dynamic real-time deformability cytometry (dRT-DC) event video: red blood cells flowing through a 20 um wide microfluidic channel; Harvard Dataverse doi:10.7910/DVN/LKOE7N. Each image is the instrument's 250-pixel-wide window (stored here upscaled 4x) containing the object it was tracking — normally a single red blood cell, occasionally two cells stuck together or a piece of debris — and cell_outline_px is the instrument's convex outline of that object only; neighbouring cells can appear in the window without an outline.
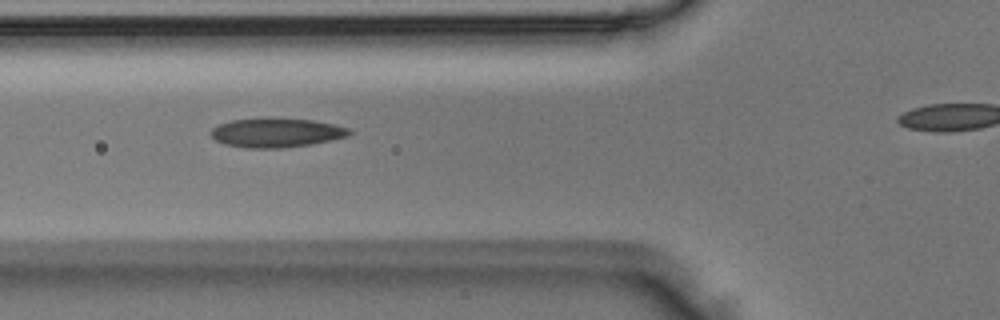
{"species": "Egyptian fruit bat (a non-hibernating species)", "species_latin": "Rousettus aegyptiacus", "temperature_condition": "room temperature", "stored_images_in_passage": 9, "segment_of_instrument_passage": [1, 2], "camera_frame_rate_fps": 3000, "um_per_image_px": 0.085, "animal": {"sex": "male"}, "frame": {"image": 1, "passage_image": 6, "time_ms": 1.667, "image_size_px": [1000, 320], "cell_outline_px": [[352, 132], [348, 136], [332, 140], [312, 144], [280, 148], [244, 148], [224, 144], [216, 140], [208, 132], [212, 128], [220, 124], [232, 120], [268, 116], [312, 120], [332, 124], [348, 128]], "centroid_in_image_um": [23.46, 11.26], "position_along_channel_um": 102.3, "area_um2": 23.99}}
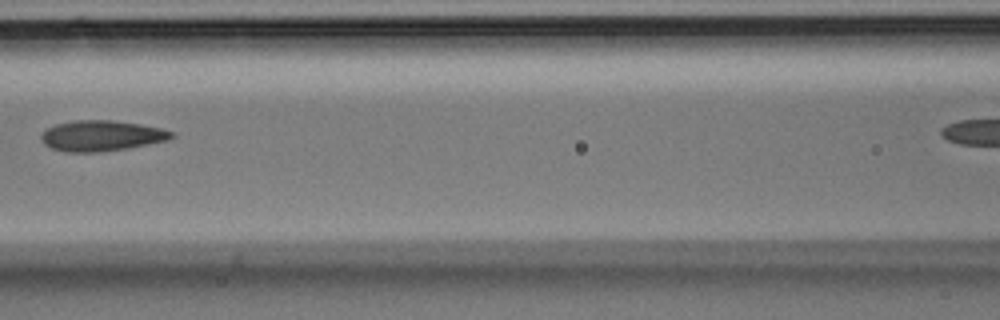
{"frame": {"image": 2, "passage_image": 7, "time_ms": 2.0, "image_size_px": [1000, 320], "cell_outline_px": [[176, 136], [168, 140], [128, 148], [92, 152], [68, 152], [52, 148], [44, 144], [40, 140], [40, 136], [44, 128], [56, 124], [76, 120], [112, 120], [140, 124], [160, 128], [176, 132]], "centroid_in_image_um": [8.62, 11.53], "position_along_channel_um": 158.0, "area_um2": 23.35}}
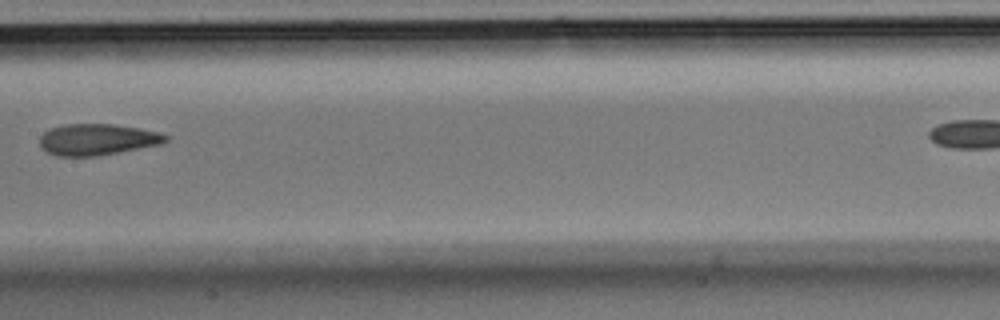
{"frame": {"image": 3, "passage_image": 8, "time_ms": 2.333, "image_size_px": [1000, 320], "cell_outline_px": [[168, 140], [160, 144], [100, 156], [56, 156], [40, 148], [40, 136], [44, 132], [52, 128], [64, 124], [112, 124], [140, 128], [160, 132], [168, 136]], "centroid_in_image_um": [8.27, 11.86], "position_along_channel_um": 199.1, "area_um2": 23.06}}